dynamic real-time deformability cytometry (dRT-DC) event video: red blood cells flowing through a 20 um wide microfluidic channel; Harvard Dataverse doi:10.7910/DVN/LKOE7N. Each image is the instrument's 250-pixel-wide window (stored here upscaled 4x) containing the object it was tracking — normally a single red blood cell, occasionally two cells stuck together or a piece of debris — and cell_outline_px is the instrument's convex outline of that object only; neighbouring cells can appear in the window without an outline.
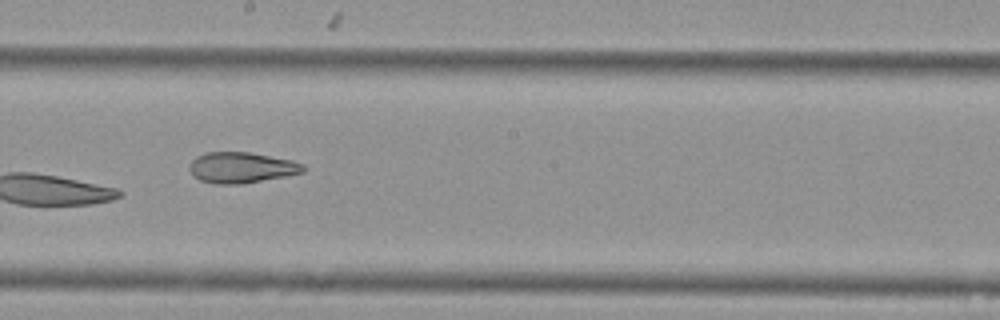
{"species": "Egyptian fruit bat (a non-hibernating species)", "species_latin": "Rousettus aegyptiacus", "temperature_condition": "cold", "stored_images_in_passage": 13, "camera_frame_rate_fps": 3000, "um_per_image_px": 0.085, "animal": {"sex": "female"}, "frame": {"image": 1, "passage_image": 8, "time_ms": 2.333, "image_size_px": [1000, 320], "cell_outline_px": [[308, 168], [304, 172], [284, 176], [240, 184], [216, 184], [200, 180], [188, 168], [192, 160], [196, 156], [208, 152], [248, 152], [292, 160], [304, 164]], "centroid_in_image_um": [20.55, 14.24], "position_along_channel_um": 227.7, "area_um2": 20.29}}